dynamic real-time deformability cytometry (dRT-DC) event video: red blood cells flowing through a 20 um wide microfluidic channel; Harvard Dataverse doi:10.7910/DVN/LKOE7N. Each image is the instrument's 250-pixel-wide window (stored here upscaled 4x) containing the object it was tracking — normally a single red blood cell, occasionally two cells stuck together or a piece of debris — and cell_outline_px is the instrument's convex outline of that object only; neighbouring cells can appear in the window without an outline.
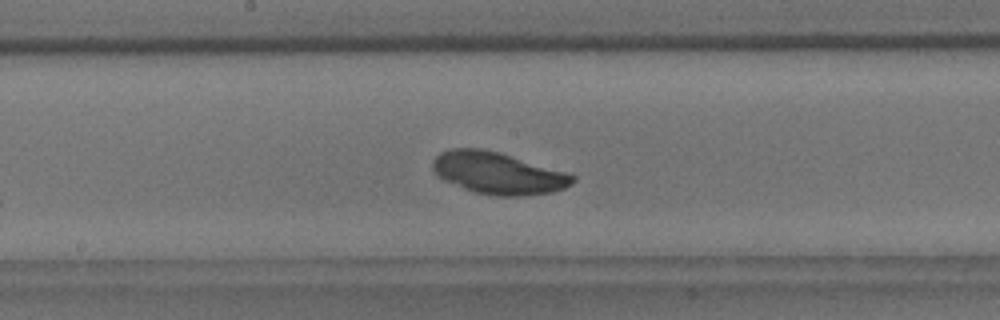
{"species": "common noctule bat (a hibernating species)", "species_latin": "Nyctalus noctula", "temperature_condition": "room temperature", "stored_images_in_passage": 17, "camera_frame_rate_fps": 3000, "um_per_image_px": 0.085, "animal": {"sex": "male", "body_mass_g": 18.8}, "frame": {"image": 1, "passage_image": 12, "time_ms": 3.667, "image_size_px": [1000, 320], "cell_outline_px": [[576, 180], [572, 184], [564, 188], [552, 192], [524, 196], [496, 196], [472, 192], [444, 180], [436, 176], [432, 168], [432, 160], [440, 152], [448, 148], [480, 148], [500, 152], [564, 172], [576, 176]], "centroid_in_image_um": [42.28, 14.72], "position_along_channel_um": 205.9, "area_um2": 34.33}}